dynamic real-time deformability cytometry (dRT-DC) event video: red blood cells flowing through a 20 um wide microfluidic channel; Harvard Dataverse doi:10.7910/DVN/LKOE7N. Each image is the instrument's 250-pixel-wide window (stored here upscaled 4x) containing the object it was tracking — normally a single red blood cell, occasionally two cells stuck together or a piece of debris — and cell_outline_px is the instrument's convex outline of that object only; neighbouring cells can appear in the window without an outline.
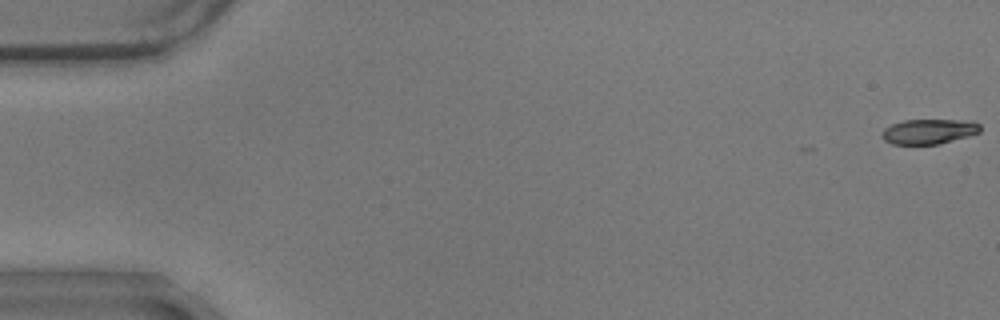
{"species": "common noctule bat (a hibernating species)", "species_latin": "Nyctalus noctula", "temperature_condition": "warm", "stored_images_in_passage": 11, "camera_frame_rate_fps": 3000, "um_per_image_px": 0.085, "animal": {"sex": "male", "body_mass_g": 17.9}, "frame": {"image": 1, "passage_image": 1, "time_ms": 0.0, "image_size_px": [1000, 320], "cell_outline_px": [[980, 132], [968, 136], [940, 144], [892, 144], [884, 140], [880, 136], [884, 128], [892, 124], [904, 120], [972, 120], [980, 124]], "centroid_in_image_um": [78.95, 11.17], "position_along_channel_um": 6.0, "area_um2": 14.39}}